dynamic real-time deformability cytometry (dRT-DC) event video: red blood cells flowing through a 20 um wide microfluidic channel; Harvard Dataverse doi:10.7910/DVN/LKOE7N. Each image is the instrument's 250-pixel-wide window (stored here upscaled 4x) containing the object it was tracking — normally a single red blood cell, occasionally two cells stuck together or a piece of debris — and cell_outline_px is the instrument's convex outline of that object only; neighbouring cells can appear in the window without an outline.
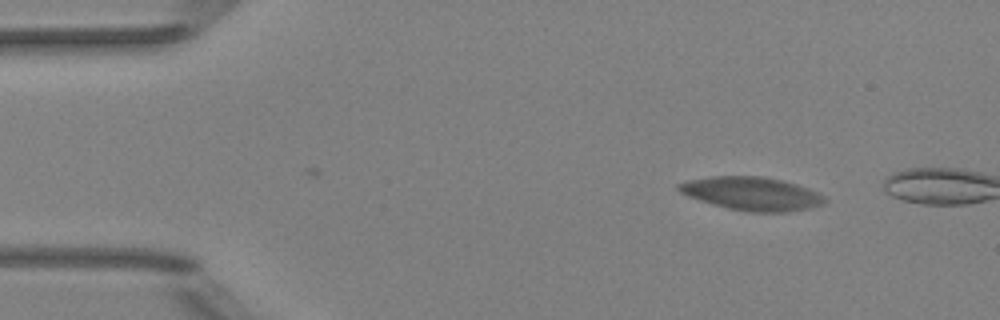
{"species": "Egyptian fruit bat (a non-hibernating species)", "species_latin": "Rousettus aegyptiacus", "temperature_condition": "room temperature", "stored_images_in_passage": 2, "camera_frame_rate_fps": 3000, "um_per_image_px": 0.085, "animal": {"sex": "female"}, "frame": {"image": 1, "passage_image": 2, "time_ms": 1.0, "image_size_px": [1000, 320], "cell_outline_px": [[828, 200], [824, 204], [808, 208], [788, 212], [744, 212], [712, 204], [688, 196], [680, 192], [676, 188], [676, 184], [688, 180], [712, 176], [760, 176], [784, 180], [808, 188], [824, 196]], "centroid_in_image_um": [63.9, 16.46], "position_along_channel_um": 21.1, "area_um2": 28.5}}